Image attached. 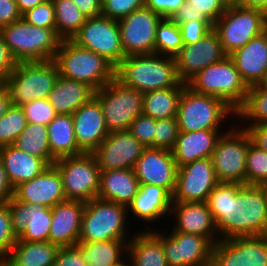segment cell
Wrapping results in <instances>:
<instances>
[{"instance_id": "obj_50", "label": "cell", "mask_w": 267, "mask_h": 266, "mask_svg": "<svg viewBox=\"0 0 267 266\" xmlns=\"http://www.w3.org/2000/svg\"><path fill=\"white\" fill-rule=\"evenodd\" d=\"M183 44L199 41L214 28L212 21H187L179 24Z\"/></svg>"}, {"instance_id": "obj_39", "label": "cell", "mask_w": 267, "mask_h": 266, "mask_svg": "<svg viewBox=\"0 0 267 266\" xmlns=\"http://www.w3.org/2000/svg\"><path fill=\"white\" fill-rule=\"evenodd\" d=\"M235 118L237 124H267V87L250 86Z\"/></svg>"}, {"instance_id": "obj_53", "label": "cell", "mask_w": 267, "mask_h": 266, "mask_svg": "<svg viewBox=\"0 0 267 266\" xmlns=\"http://www.w3.org/2000/svg\"><path fill=\"white\" fill-rule=\"evenodd\" d=\"M9 47L5 44L0 34V81L3 82L17 66Z\"/></svg>"}, {"instance_id": "obj_13", "label": "cell", "mask_w": 267, "mask_h": 266, "mask_svg": "<svg viewBox=\"0 0 267 266\" xmlns=\"http://www.w3.org/2000/svg\"><path fill=\"white\" fill-rule=\"evenodd\" d=\"M71 40L78 46L101 55L115 68L125 57L118 20L102 15L88 18Z\"/></svg>"}, {"instance_id": "obj_44", "label": "cell", "mask_w": 267, "mask_h": 266, "mask_svg": "<svg viewBox=\"0 0 267 266\" xmlns=\"http://www.w3.org/2000/svg\"><path fill=\"white\" fill-rule=\"evenodd\" d=\"M21 108L27 118V123L47 126L58 115L47 98L29 101Z\"/></svg>"}, {"instance_id": "obj_55", "label": "cell", "mask_w": 267, "mask_h": 266, "mask_svg": "<svg viewBox=\"0 0 267 266\" xmlns=\"http://www.w3.org/2000/svg\"><path fill=\"white\" fill-rule=\"evenodd\" d=\"M238 125L248 132L251 142L254 145L267 152V124Z\"/></svg>"}, {"instance_id": "obj_26", "label": "cell", "mask_w": 267, "mask_h": 266, "mask_svg": "<svg viewBox=\"0 0 267 266\" xmlns=\"http://www.w3.org/2000/svg\"><path fill=\"white\" fill-rule=\"evenodd\" d=\"M86 203L66 200L53 206L49 241L59 247L78 243L81 232L82 215Z\"/></svg>"}, {"instance_id": "obj_37", "label": "cell", "mask_w": 267, "mask_h": 266, "mask_svg": "<svg viewBox=\"0 0 267 266\" xmlns=\"http://www.w3.org/2000/svg\"><path fill=\"white\" fill-rule=\"evenodd\" d=\"M225 0H186L171 17L177 24L187 21H212L215 23L225 12Z\"/></svg>"}, {"instance_id": "obj_8", "label": "cell", "mask_w": 267, "mask_h": 266, "mask_svg": "<svg viewBox=\"0 0 267 266\" xmlns=\"http://www.w3.org/2000/svg\"><path fill=\"white\" fill-rule=\"evenodd\" d=\"M187 85L195 92L220 98L235 112L249 89L229 56L201 70Z\"/></svg>"}, {"instance_id": "obj_25", "label": "cell", "mask_w": 267, "mask_h": 266, "mask_svg": "<svg viewBox=\"0 0 267 266\" xmlns=\"http://www.w3.org/2000/svg\"><path fill=\"white\" fill-rule=\"evenodd\" d=\"M171 207L172 195L165 188L154 185H140L138 193L128 205L127 211L128 216H134V219L137 218L136 221L139 220V223L144 222L145 229L142 230L146 231L148 229H154L152 228L153 223L158 226V221L162 223L164 219L166 220V216H170ZM146 223L148 225L151 224V227Z\"/></svg>"}, {"instance_id": "obj_51", "label": "cell", "mask_w": 267, "mask_h": 266, "mask_svg": "<svg viewBox=\"0 0 267 266\" xmlns=\"http://www.w3.org/2000/svg\"><path fill=\"white\" fill-rule=\"evenodd\" d=\"M54 266H88V264L83 258L81 248L76 244L60 247L54 261Z\"/></svg>"}, {"instance_id": "obj_11", "label": "cell", "mask_w": 267, "mask_h": 266, "mask_svg": "<svg viewBox=\"0 0 267 266\" xmlns=\"http://www.w3.org/2000/svg\"><path fill=\"white\" fill-rule=\"evenodd\" d=\"M213 29L218 33L223 51L229 56L267 29V14L263 10L228 4Z\"/></svg>"}, {"instance_id": "obj_7", "label": "cell", "mask_w": 267, "mask_h": 266, "mask_svg": "<svg viewBox=\"0 0 267 266\" xmlns=\"http://www.w3.org/2000/svg\"><path fill=\"white\" fill-rule=\"evenodd\" d=\"M58 77L59 68L54 60L18 62L3 83L11 105L22 107L29 101L48 98Z\"/></svg>"}, {"instance_id": "obj_38", "label": "cell", "mask_w": 267, "mask_h": 266, "mask_svg": "<svg viewBox=\"0 0 267 266\" xmlns=\"http://www.w3.org/2000/svg\"><path fill=\"white\" fill-rule=\"evenodd\" d=\"M17 149L44 159L49 165L56 161L50 152L48 129L39 123H27L26 128L13 144Z\"/></svg>"}, {"instance_id": "obj_20", "label": "cell", "mask_w": 267, "mask_h": 266, "mask_svg": "<svg viewBox=\"0 0 267 266\" xmlns=\"http://www.w3.org/2000/svg\"><path fill=\"white\" fill-rule=\"evenodd\" d=\"M12 229L17 240L49 241L52 209L40 204H25L12 197L9 201Z\"/></svg>"}, {"instance_id": "obj_57", "label": "cell", "mask_w": 267, "mask_h": 266, "mask_svg": "<svg viewBox=\"0 0 267 266\" xmlns=\"http://www.w3.org/2000/svg\"><path fill=\"white\" fill-rule=\"evenodd\" d=\"M14 195V188L11 185L3 163L0 161V205L7 203Z\"/></svg>"}, {"instance_id": "obj_31", "label": "cell", "mask_w": 267, "mask_h": 266, "mask_svg": "<svg viewBox=\"0 0 267 266\" xmlns=\"http://www.w3.org/2000/svg\"><path fill=\"white\" fill-rule=\"evenodd\" d=\"M0 161L13 188L32 180L50 166L44 159L21 151L14 145L0 148Z\"/></svg>"}, {"instance_id": "obj_41", "label": "cell", "mask_w": 267, "mask_h": 266, "mask_svg": "<svg viewBox=\"0 0 267 266\" xmlns=\"http://www.w3.org/2000/svg\"><path fill=\"white\" fill-rule=\"evenodd\" d=\"M183 46L179 24L171 18H162L156 29L154 53L175 57Z\"/></svg>"}, {"instance_id": "obj_52", "label": "cell", "mask_w": 267, "mask_h": 266, "mask_svg": "<svg viewBox=\"0 0 267 266\" xmlns=\"http://www.w3.org/2000/svg\"><path fill=\"white\" fill-rule=\"evenodd\" d=\"M186 0H145V7L163 18H171Z\"/></svg>"}, {"instance_id": "obj_48", "label": "cell", "mask_w": 267, "mask_h": 266, "mask_svg": "<svg viewBox=\"0 0 267 266\" xmlns=\"http://www.w3.org/2000/svg\"><path fill=\"white\" fill-rule=\"evenodd\" d=\"M128 131L145 147L155 148V119L144 114L136 117Z\"/></svg>"}, {"instance_id": "obj_22", "label": "cell", "mask_w": 267, "mask_h": 266, "mask_svg": "<svg viewBox=\"0 0 267 266\" xmlns=\"http://www.w3.org/2000/svg\"><path fill=\"white\" fill-rule=\"evenodd\" d=\"M13 197L25 204H40L52 208L66 201L62 176L54 164L50 165L32 180L15 187Z\"/></svg>"}, {"instance_id": "obj_47", "label": "cell", "mask_w": 267, "mask_h": 266, "mask_svg": "<svg viewBox=\"0 0 267 266\" xmlns=\"http://www.w3.org/2000/svg\"><path fill=\"white\" fill-rule=\"evenodd\" d=\"M178 133L177 117L155 119V148L172 150Z\"/></svg>"}, {"instance_id": "obj_45", "label": "cell", "mask_w": 267, "mask_h": 266, "mask_svg": "<svg viewBox=\"0 0 267 266\" xmlns=\"http://www.w3.org/2000/svg\"><path fill=\"white\" fill-rule=\"evenodd\" d=\"M16 241L17 237L12 229L10 208L7 202L0 205V262L8 258Z\"/></svg>"}, {"instance_id": "obj_59", "label": "cell", "mask_w": 267, "mask_h": 266, "mask_svg": "<svg viewBox=\"0 0 267 266\" xmlns=\"http://www.w3.org/2000/svg\"><path fill=\"white\" fill-rule=\"evenodd\" d=\"M11 105L9 93L6 85L0 83V118L6 113L8 107Z\"/></svg>"}, {"instance_id": "obj_64", "label": "cell", "mask_w": 267, "mask_h": 266, "mask_svg": "<svg viewBox=\"0 0 267 266\" xmlns=\"http://www.w3.org/2000/svg\"><path fill=\"white\" fill-rule=\"evenodd\" d=\"M266 208H267V185H266Z\"/></svg>"}, {"instance_id": "obj_49", "label": "cell", "mask_w": 267, "mask_h": 266, "mask_svg": "<svg viewBox=\"0 0 267 266\" xmlns=\"http://www.w3.org/2000/svg\"><path fill=\"white\" fill-rule=\"evenodd\" d=\"M143 7L145 0H102V16L120 20Z\"/></svg>"}, {"instance_id": "obj_5", "label": "cell", "mask_w": 267, "mask_h": 266, "mask_svg": "<svg viewBox=\"0 0 267 266\" xmlns=\"http://www.w3.org/2000/svg\"><path fill=\"white\" fill-rule=\"evenodd\" d=\"M0 34L17 62L54 60L62 41L56 29L37 27L23 18L0 28Z\"/></svg>"}, {"instance_id": "obj_10", "label": "cell", "mask_w": 267, "mask_h": 266, "mask_svg": "<svg viewBox=\"0 0 267 266\" xmlns=\"http://www.w3.org/2000/svg\"><path fill=\"white\" fill-rule=\"evenodd\" d=\"M217 140L212 165L218 182L245 185L246 158L251 142L248 132L236 122Z\"/></svg>"}, {"instance_id": "obj_16", "label": "cell", "mask_w": 267, "mask_h": 266, "mask_svg": "<svg viewBox=\"0 0 267 266\" xmlns=\"http://www.w3.org/2000/svg\"><path fill=\"white\" fill-rule=\"evenodd\" d=\"M161 230L168 266H210L213 244L207 238L175 230H169L168 234Z\"/></svg>"}, {"instance_id": "obj_27", "label": "cell", "mask_w": 267, "mask_h": 266, "mask_svg": "<svg viewBox=\"0 0 267 266\" xmlns=\"http://www.w3.org/2000/svg\"><path fill=\"white\" fill-rule=\"evenodd\" d=\"M229 57L248 87L260 85L267 72V29Z\"/></svg>"}, {"instance_id": "obj_24", "label": "cell", "mask_w": 267, "mask_h": 266, "mask_svg": "<svg viewBox=\"0 0 267 266\" xmlns=\"http://www.w3.org/2000/svg\"><path fill=\"white\" fill-rule=\"evenodd\" d=\"M78 147L92 153L109 134L99 101L93 97L72 114Z\"/></svg>"}, {"instance_id": "obj_18", "label": "cell", "mask_w": 267, "mask_h": 266, "mask_svg": "<svg viewBox=\"0 0 267 266\" xmlns=\"http://www.w3.org/2000/svg\"><path fill=\"white\" fill-rule=\"evenodd\" d=\"M226 56L218 33L212 29L199 41L184 45L175 56L178 77L187 84L201 70Z\"/></svg>"}, {"instance_id": "obj_54", "label": "cell", "mask_w": 267, "mask_h": 266, "mask_svg": "<svg viewBox=\"0 0 267 266\" xmlns=\"http://www.w3.org/2000/svg\"><path fill=\"white\" fill-rule=\"evenodd\" d=\"M22 18L16 0H0V28Z\"/></svg>"}, {"instance_id": "obj_15", "label": "cell", "mask_w": 267, "mask_h": 266, "mask_svg": "<svg viewBox=\"0 0 267 266\" xmlns=\"http://www.w3.org/2000/svg\"><path fill=\"white\" fill-rule=\"evenodd\" d=\"M162 18L143 7L118 20L125 56L154 53L156 29Z\"/></svg>"}, {"instance_id": "obj_4", "label": "cell", "mask_w": 267, "mask_h": 266, "mask_svg": "<svg viewBox=\"0 0 267 266\" xmlns=\"http://www.w3.org/2000/svg\"><path fill=\"white\" fill-rule=\"evenodd\" d=\"M235 117L236 112L220 98L195 92L187 84L185 85L177 110L179 131L221 129L227 131L223 125L234 123L233 119H236ZM225 122L226 124H224Z\"/></svg>"}, {"instance_id": "obj_28", "label": "cell", "mask_w": 267, "mask_h": 266, "mask_svg": "<svg viewBox=\"0 0 267 266\" xmlns=\"http://www.w3.org/2000/svg\"><path fill=\"white\" fill-rule=\"evenodd\" d=\"M224 132L226 131H179L174 148L171 150L177 167L179 168L195 160L211 158L217 140Z\"/></svg>"}, {"instance_id": "obj_33", "label": "cell", "mask_w": 267, "mask_h": 266, "mask_svg": "<svg viewBox=\"0 0 267 266\" xmlns=\"http://www.w3.org/2000/svg\"><path fill=\"white\" fill-rule=\"evenodd\" d=\"M60 247L47 242H24L17 240L8 258L7 266H54Z\"/></svg>"}, {"instance_id": "obj_17", "label": "cell", "mask_w": 267, "mask_h": 266, "mask_svg": "<svg viewBox=\"0 0 267 266\" xmlns=\"http://www.w3.org/2000/svg\"><path fill=\"white\" fill-rule=\"evenodd\" d=\"M218 183L211 158L187 163L178 168L172 202H206Z\"/></svg>"}, {"instance_id": "obj_12", "label": "cell", "mask_w": 267, "mask_h": 266, "mask_svg": "<svg viewBox=\"0 0 267 266\" xmlns=\"http://www.w3.org/2000/svg\"><path fill=\"white\" fill-rule=\"evenodd\" d=\"M54 165L62 176L66 200L86 203L97 198L101 171L92 153L63 157Z\"/></svg>"}, {"instance_id": "obj_36", "label": "cell", "mask_w": 267, "mask_h": 266, "mask_svg": "<svg viewBox=\"0 0 267 266\" xmlns=\"http://www.w3.org/2000/svg\"><path fill=\"white\" fill-rule=\"evenodd\" d=\"M186 83L176 87L157 89L144 93L142 114L153 119L177 117L178 104Z\"/></svg>"}, {"instance_id": "obj_56", "label": "cell", "mask_w": 267, "mask_h": 266, "mask_svg": "<svg viewBox=\"0 0 267 266\" xmlns=\"http://www.w3.org/2000/svg\"><path fill=\"white\" fill-rule=\"evenodd\" d=\"M88 19L102 15V0H71Z\"/></svg>"}, {"instance_id": "obj_60", "label": "cell", "mask_w": 267, "mask_h": 266, "mask_svg": "<svg viewBox=\"0 0 267 266\" xmlns=\"http://www.w3.org/2000/svg\"><path fill=\"white\" fill-rule=\"evenodd\" d=\"M45 0H16L18 9L21 14L25 13L29 9L34 8L38 4L43 3Z\"/></svg>"}, {"instance_id": "obj_30", "label": "cell", "mask_w": 267, "mask_h": 266, "mask_svg": "<svg viewBox=\"0 0 267 266\" xmlns=\"http://www.w3.org/2000/svg\"><path fill=\"white\" fill-rule=\"evenodd\" d=\"M139 186L133 169L101 171L97 198L128 207L137 195Z\"/></svg>"}, {"instance_id": "obj_34", "label": "cell", "mask_w": 267, "mask_h": 266, "mask_svg": "<svg viewBox=\"0 0 267 266\" xmlns=\"http://www.w3.org/2000/svg\"><path fill=\"white\" fill-rule=\"evenodd\" d=\"M47 129L51 156L55 160L84 153L77 145L72 115L58 114Z\"/></svg>"}, {"instance_id": "obj_32", "label": "cell", "mask_w": 267, "mask_h": 266, "mask_svg": "<svg viewBox=\"0 0 267 266\" xmlns=\"http://www.w3.org/2000/svg\"><path fill=\"white\" fill-rule=\"evenodd\" d=\"M94 94L95 90L89 85L59 75L47 99L57 114L72 115L90 101Z\"/></svg>"}, {"instance_id": "obj_35", "label": "cell", "mask_w": 267, "mask_h": 266, "mask_svg": "<svg viewBox=\"0 0 267 266\" xmlns=\"http://www.w3.org/2000/svg\"><path fill=\"white\" fill-rule=\"evenodd\" d=\"M129 240L78 242L88 266H114L127 257Z\"/></svg>"}, {"instance_id": "obj_46", "label": "cell", "mask_w": 267, "mask_h": 266, "mask_svg": "<svg viewBox=\"0 0 267 266\" xmlns=\"http://www.w3.org/2000/svg\"><path fill=\"white\" fill-rule=\"evenodd\" d=\"M22 18L31 25L56 29L55 7L52 0H45L22 14Z\"/></svg>"}, {"instance_id": "obj_21", "label": "cell", "mask_w": 267, "mask_h": 266, "mask_svg": "<svg viewBox=\"0 0 267 266\" xmlns=\"http://www.w3.org/2000/svg\"><path fill=\"white\" fill-rule=\"evenodd\" d=\"M133 170L140 185L161 186L173 195L178 167L171 150L146 147Z\"/></svg>"}, {"instance_id": "obj_62", "label": "cell", "mask_w": 267, "mask_h": 266, "mask_svg": "<svg viewBox=\"0 0 267 266\" xmlns=\"http://www.w3.org/2000/svg\"><path fill=\"white\" fill-rule=\"evenodd\" d=\"M260 85L263 86V87H267V72H266V75H265V77H264V79L262 80V82H261Z\"/></svg>"}, {"instance_id": "obj_58", "label": "cell", "mask_w": 267, "mask_h": 266, "mask_svg": "<svg viewBox=\"0 0 267 266\" xmlns=\"http://www.w3.org/2000/svg\"><path fill=\"white\" fill-rule=\"evenodd\" d=\"M233 5L263 10L267 14V0H235Z\"/></svg>"}, {"instance_id": "obj_29", "label": "cell", "mask_w": 267, "mask_h": 266, "mask_svg": "<svg viewBox=\"0 0 267 266\" xmlns=\"http://www.w3.org/2000/svg\"><path fill=\"white\" fill-rule=\"evenodd\" d=\"M135 231L128 242L129 266H168L162 244V231ZM138 232V233H136Z\"/></svg>"}, {"instance_id": "obj_65", "label": "cell", "mask_w": 267, "mask_h": 266, "mask_svg": "<svg viewBox=\"0 0 267 266\" xmlns=\"http://www.w3.org/2000/svg\"><path fill=\"white\" fill-rule=\"evenodd\" d=\"M0 266H7L4 262H0Z\"/></svg>"}, {"instance_id": "obj_1", "label": "cell", "mask_w": 267, "mask_h": 266, "mask_svg": "<svg viewBox=\"0 0 267 266\" xmlns=\"http://www.w3.org/2000/svg\"><path fill=\"white\" fill-rule=\"evenodd\" d=\"M206 203L219 239L267 236L266 185L219 182Z\"/></svg>"}, {"instance_id": "obj_19", "label": "cell", "mask_w": 267, "mask_h": 266, "mask_svg": "<svg viewBox=\"0 0 267 266\" xmlns=\"http://www.w3.org/2000/svg\"><path fill=\"white\" fill-rule=\"evenodd\" d=\"M146 147L127 131L110 132L92 152L100 171L133 169Z\"/></svg>"}, {"instance_id": "obj_40", "label": "cell", "mask_w": 267, "mask_h": 266, "mask_svg": "<svg viewBox=\"0 0 267 266\" xmlns=\"http://www.w3.org/2000/svg\"><path fill=\"white\" fill-rule=\"evenodd\" d=\"M55 7L56 33L62 39H72L81 29L86 17L71 0H52Z\"/></svg>"}, {"instance_id": "obj_63", "label": "cell", "mask_w": 267, "mask_h": 266, "mask_svg": "<svg viewBox=\"0 0 267 266\" xmlns=\"http://www.w3.org/2000/svg\"><path fill=\"white\" fill-rule=\"evenodd\" d=\"M227 2V4H233L235 2V0H225Z\"/></svg>"}, {"instance_id": "obj_23", "label": "cell", "mask_w": 267, "mask_h": 266, "mask_svg": "<svg viewBox=\"0 0 267 266\" xmlns=\"http://www.w3.org/2000/svg\"><path fill=\"white\" fill-rule=\"evenodd\" d=\"M170 217H174L172 229L203 236L213 245L219 240L214 218L206 202H172Z\"/></svg>"}, {"instance_id": "obj_61", "label": "cell", "mask_w": 267, "mask_h": 266, "mask_svg": "<svg viewBox=\"0 0 267 266\" xmlns=\"http://www.w3.org/2000/svg\"><path fill=\"white\" fill-rule=\"evenodd\" d=\"M114 266H129V260L128 257H126L121 263L116 264Z\"/></svg>"}, {"instance_id": "obj_14", "label": "cell", "mask_w": 267, "mask_h": 266, "mask_svg": "<svg viewBox=\"0 0 267 266\" xmlns=\"http://www.w3.org/2000/svg\"><path fill=\"white\" fill-rule=\"evenodd\" d=\"M210 266H267V236L219 239Z\"/></svg>"}, {"instance_id": "obj_42", "label": "cell", "mask_w": 267, "mask_h": 266, "mask_svg": "<svg viewBox=\"0 0 267 266\" xmlns=\"http://www.w3.org/2000/svg\"><path fill=\"white\" fill-rule=\"evenodd\" d=\"M27 126V118L21 107L10 105L0 118V148L13 145Z\"/></svg>"}, {"instance_id": "obj_3", "label": "cell", "mask_w": 267, "mask_h": 266, "mask_svg": "<svg viewBox=\"0 0 267 266\" xmlns=\"http://www.w3.org/2000/svg\"><path fill=\"white\" fill-rule=\"evenodd\" d=\"M54 61L61 77L83 82L95 91L115 77V67L110 62L71 39L61 41Z\"/></svg>"}, {"instance_id": "obj_43", "label": "cell", "mask_w": 267, "mask_h": 266, "mask_svg": "<svg viewBox=\"0 0 267 266\" xmlns=\"http://www.w3.org/2000/svg\"><path fill=\"white\" fill-rule=\"evenodd\" d=\"M245 185H267V152L252 142L248 145Z\"/></svg>"}, {"instance_id": "obj_9", "label": "cell", "mask_w": 267, "mask_h": 266, "mask_svg": "<svg viewBox=\"0 0 267 266\" xmlns=\"http://www.w3.org/2000/svg\"><path fill=\"white\" fill-rule=\"evenodd\" d=\"M141 91L123 84L114 77L94 97L99 101L108 132L127 131L132 121L142 114Z\"/></svg>"}, {"instance_id": "obj_2", "label": "cell", "mask_w": 267, "mask_h": 266, "mask_svg": "<svg viewBox=\"0 0 267 266\" xmlns=\"http://www.w3.org/2000/svg\"><path fill=\"white\" fill-rule=\"evenodd\" d=\"M115 77L142 93L176 87L181 82L175 57L156 53L125 56L115 68Z\"/></svg>"}, {"instance_id": "obj_6", "label": "cell", "mask_w": 267, "mask_h": 266, "mask_svg": "<svg viewBox=\"0 0 267 266\" xmlns=\"http://www.w3.org/2000/svg\"><path fill=\"white\" fill-rule=\"evenodd\" d=\"M130 217L126 206L93 198L86 202L78 242L130 240L134 235L127 227Z\"/></svg>"}]
</instances>
